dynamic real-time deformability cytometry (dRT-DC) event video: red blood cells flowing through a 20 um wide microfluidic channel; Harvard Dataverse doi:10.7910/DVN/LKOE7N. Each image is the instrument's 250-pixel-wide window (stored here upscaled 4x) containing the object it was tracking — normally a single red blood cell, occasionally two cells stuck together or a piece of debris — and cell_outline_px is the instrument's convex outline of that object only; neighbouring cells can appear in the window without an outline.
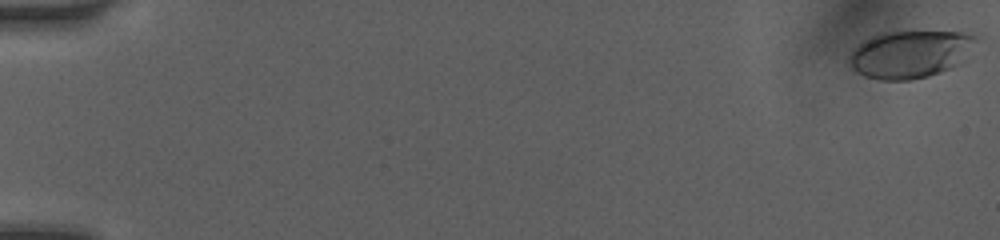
{"species": "human", "species_latin": "Homo sapiens", "temperature_condition": "room temperature", "stored_images_in_passage": 17, "camera_frame_rate_fps": 3000, "um_per_image_px": 0.085, "donor": {"sex": "female"}, "frame": {"image": 1, "passage_image": 1, "time_ms": 0.0, "image_size_px": [1000, 240], "cell_outline_px": [[980, 36], [964, 60], [960, 64], [952, 68], [928, 76], [908, 80], [880, 80], [864, 76], [856, 72], [848, 64], [848, 56], [864, 40], [880, 32], [980, 32]], "centroid_in_image_um": [77.41, 4.6], "position_along_channel_um": 7.6, "area_um2": 35.49}}
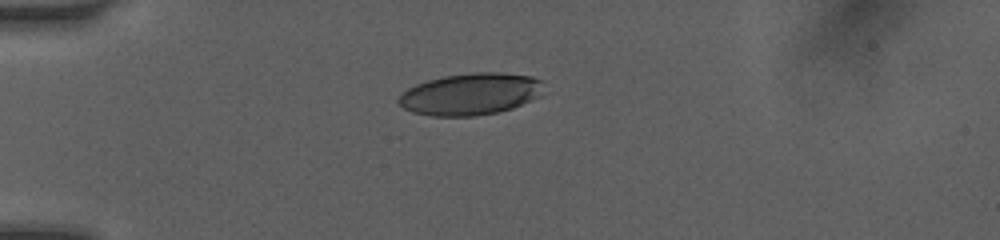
{"frame": {"image": 2, "passage_image": 14, "time_ms": 4.667, "image_size_px": [1000, 240], "cell_outline_px": [[544, 80], [540, 96], [512, 108], [496, 112], [476, 116], [432, 116], [412, 112], [404, 108], [396, 100], [408, 88], [416, 84], [428, 80], [444, 76], [476, 72], [500, 72], [532, 76]], "centroid_in_image_um": [40.01, 7.99], "position_along_channel_um": 45.0, "area_um2": 35.37}}